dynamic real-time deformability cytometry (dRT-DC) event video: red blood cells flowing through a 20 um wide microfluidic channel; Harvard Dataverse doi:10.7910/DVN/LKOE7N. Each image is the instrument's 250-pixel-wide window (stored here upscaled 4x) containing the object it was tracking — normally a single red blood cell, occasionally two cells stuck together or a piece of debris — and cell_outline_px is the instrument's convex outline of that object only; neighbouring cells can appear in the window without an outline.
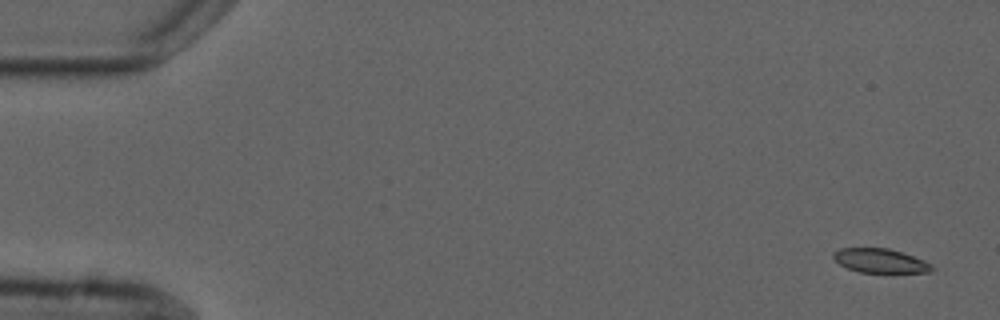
{"species": "common noctule bat (a hibernating species)", "species_latin": "Nyctalus noctula", "temperature_condition": "cold", "stored_images_in_passage": 5, "camera_frame_rate_fps": 3000, "um_per_image_px": 0.085, "animal": {"sex": "male", "forearm_length_mm": 52.5}, "frame": {"image": 1, "passage_image": 1, "time_ms": 0.0, "image_size_px": [1000, 320], "cell_outline_px": [[936, 268], [932, 272], [860, 272], [848, 268], [840, 264], [832, 256], [832, 252], [840, 248], [888, 248], [924, 260], [932, 264]], "centroid_in_image_um": [74.83, 22.16], "position_along_channel_um": 10.2, "area_um2": 13.76}}
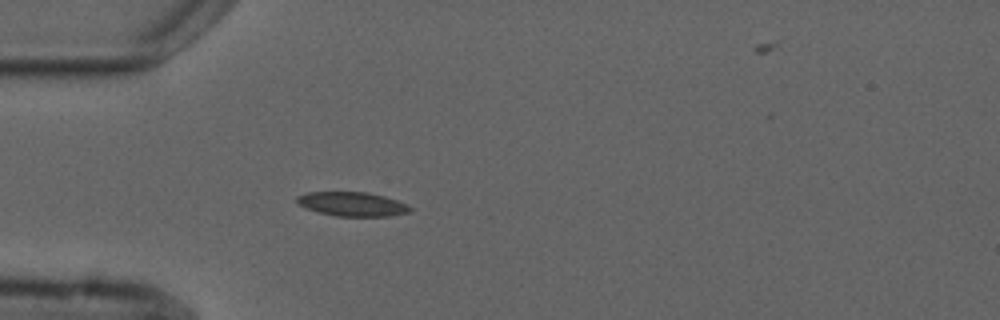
{"frame": {"image": 2, "passage_image": 4, "time_ms": 4.667, "image_size_px": [1000, 320], "cell_outline_px": [[412, 208], [408, 212], [388, 216], [336, 216], [320, 212], [296, 204], [296, 196], [304, 192], [368, 192], [384, 196], [408, 204]], "centroid_in_image_um": [29.91, 17.33], "position_along_channel_um": 55.1, "area_um2": 15.9}}